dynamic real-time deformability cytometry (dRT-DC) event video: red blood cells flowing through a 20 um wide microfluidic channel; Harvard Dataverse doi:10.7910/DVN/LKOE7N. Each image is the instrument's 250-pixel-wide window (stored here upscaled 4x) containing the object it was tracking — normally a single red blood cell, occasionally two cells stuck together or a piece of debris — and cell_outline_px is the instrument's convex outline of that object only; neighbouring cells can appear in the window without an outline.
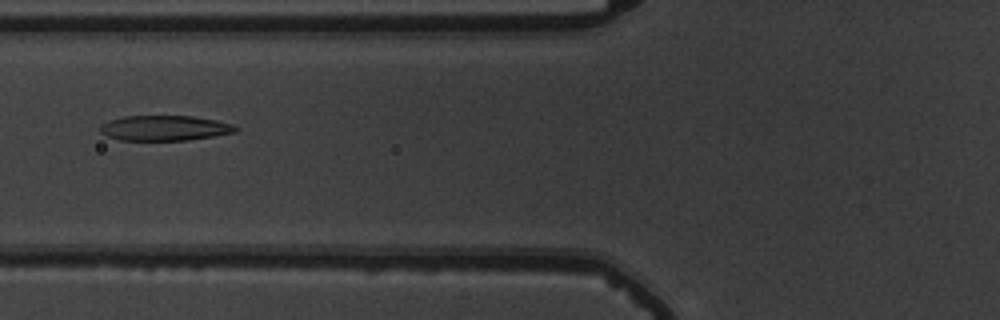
{"species": "common noctule bat (a hibernating species)", "species_latin": "Nyctalus noctula", "temperature_condition": "warm", "stored_images_in_passage": 37, "camera_frame_rate_fps": 3000, "um_per_image_px": 0.085, "animal": {"sex": "male", "body_mass_g": 19.5, "forearm_length_mm": 54.6}, "frame": {"image": 1, "passage_image": 5, "time_ms": 1.333, "image_size_px": [1000, 320], "cell_outline_px": [[240, 128], [236, 132], [188, 140], [120, 140], [108, 136], [100, 132], [100, 124], [108, 120], [124, 116], [192, 116], [216, 120], [232, 124]], "centroid_in_image_um": [13.98, 10.88], "position_along_channel_um": 111.8, "area_um2": 19.88}}
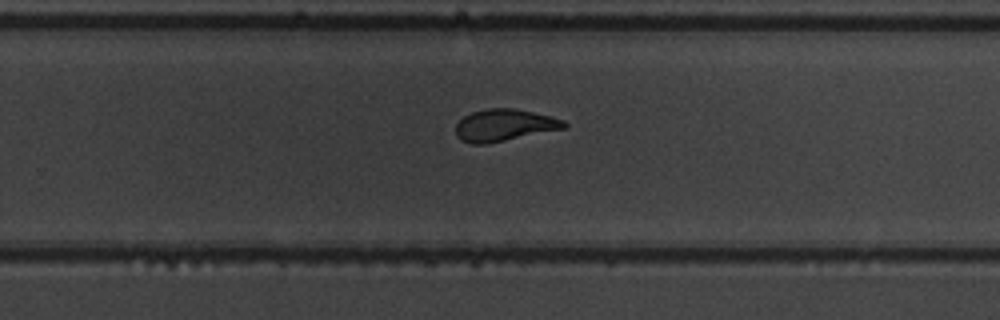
{"frame": {"image": 2, "passage_image": 19, "time_ms": 6.0, "image_size_px": [1000, 320], "cell_outline_px": [[568, 124], [564, 128], [484, 144], [472, 144], [460, 140], [456, 136], [456, 124], [464, 116], [472, 112], [488, 108], [512, 108], [532, 112], [564, 120]], "centroid_in_image_um": [42.81, 10.64], "position_along_channel_um": 287.0, "area_um2": 19.83}}
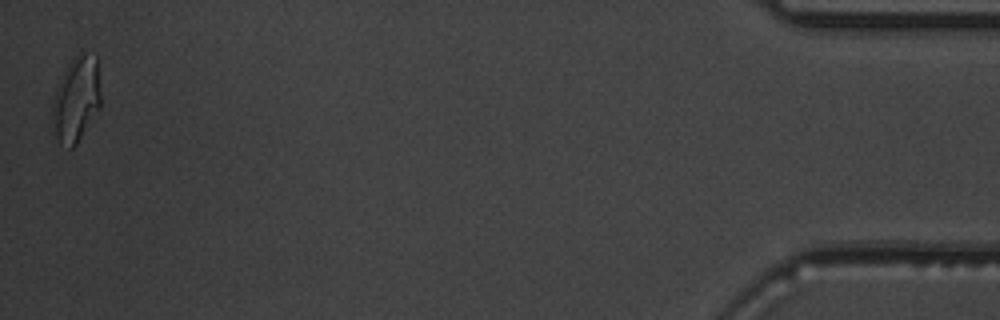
{"frame": {"image": 3, "passage_image": 37, "time_ms": 12.0, "image_size_px": [1000, 320], "cell_outline_px": [[100, 108], [76, 144], [72, 148], [68, 148], [60, 144], [56, 136], [52, 112], [52, 100], [56, 88], [68, 64], [76, 52], [84, 52], [96, 56], [100, 92]], "centroid_in_image_um": [6.48, 8.42], "position_along_channel_um": 428.7, "area_um2": 23.93}, "authors_computed_cell_mechanics": {"area_um2": 20.5768, "velocity_mm_per_s": 3.7558, "shape_relaxation_time_tau1_ms": 4.8866, "shape_relaxation_time_tau2_ms": 1.5487, "deformation_change_tau1": 0.1995, "deformation_change_tau2": 0.0959}}